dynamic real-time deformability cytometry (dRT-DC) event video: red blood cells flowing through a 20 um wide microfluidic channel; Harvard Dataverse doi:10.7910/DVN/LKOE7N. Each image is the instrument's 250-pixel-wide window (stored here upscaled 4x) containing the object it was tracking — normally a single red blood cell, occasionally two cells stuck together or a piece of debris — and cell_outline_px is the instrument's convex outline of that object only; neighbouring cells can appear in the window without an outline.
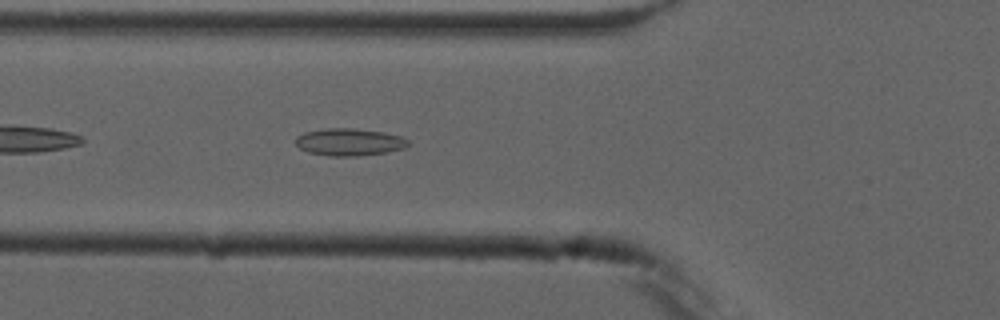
{"species": "common noctule bat (a hibernating species)", "species_latin": "Nyctalus noctula", "temperature_condition": "cold", "stored_images_in_passage": 5, "camera_frame_rate_fps": 3000, "um_per_image_px": 0.085, "animal": {"sex": "male", "forearm_length_mm": 52.5}, "frame": {"image": 1, "passage_image": 5, "time_ms": 5.333, "image_size_px": [1000, 320], "cell_outline_px": [[408, 144], [404, 148], [384, 152], [356, 156], [328, 156], [308, 152], [300, 148], [296, 144], [296, 136], [304, 132], [324, 128], [352, 128], [384, 132], [400, 136], [408, 140]], "centroid_in_image_um": [29.65, 12.06], "position_along_channel_um": 96.2, "area_um2": 17.8}}